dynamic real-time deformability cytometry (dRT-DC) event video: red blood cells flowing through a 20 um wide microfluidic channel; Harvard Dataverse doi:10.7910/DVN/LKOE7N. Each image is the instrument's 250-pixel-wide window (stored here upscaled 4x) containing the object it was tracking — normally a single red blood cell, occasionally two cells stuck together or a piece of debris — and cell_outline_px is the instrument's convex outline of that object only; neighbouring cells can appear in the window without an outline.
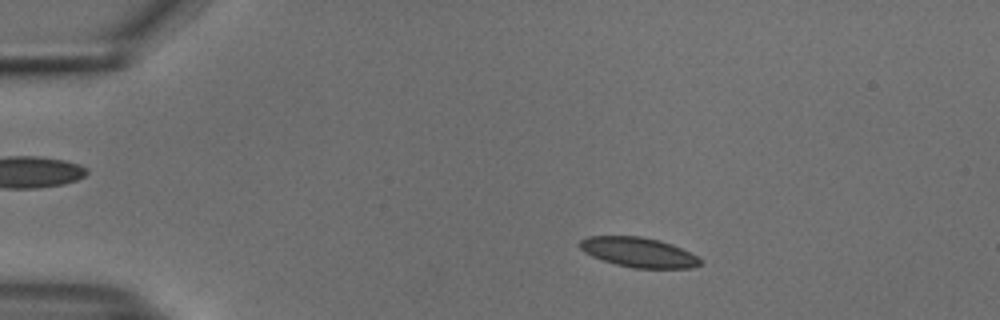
{"species": "common noctule bat (a hibernating species)", "species_latin": "Nyctalus noctula", "temperature_condition": "cold", "stored_images_in_passage": 53, "camera_frame_rate_fps": 3000, "um_per_image_px": 0.085, "animal": {"sex": "male", "body_mass_g": 18.8}, "frame": {"image": 1, "passage_image": 9, "time_ms": 2.667, "image_size_px": [1000, 320], "cell_outline_px": [[704, 260], [700, 264], [692, 268], [636, 268], [616, 264], [592, 256], [584, 252], [580, 248], [580, 240], [588, 236], [640, 236], [660, 240], [672, 244]], "centroid_in_image_um": [54.28, 21.44], "position_along_channel_um": 30.7, "area_um2": 20.75}}
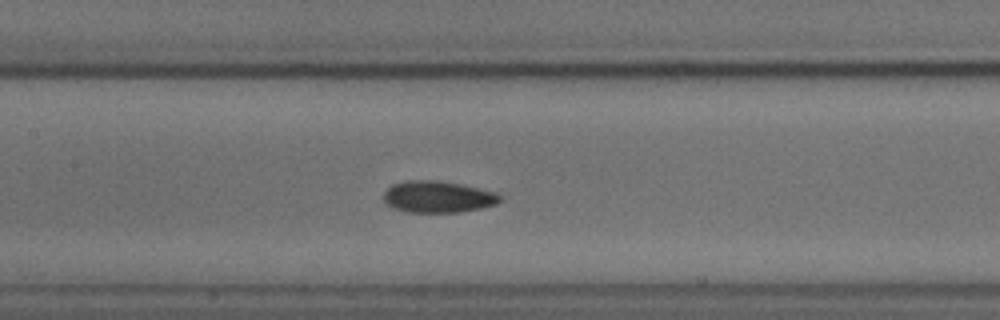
{"frame": {"image": 2, "passage_image": 25, "time_ms": 8.0, "image_size_px": [1000, 320], "cell_outline_px": [[500, 200], [496, 204], [480, 208], [460, 212], [408, 212], [392, 208], [384, 200], [384, 192], [392, 184], [408, 180], [440, 180], [460, 184], [496, 192], [500, 196]], "centroid_in_image_um": [37.2, 16.72], "position_along_channel_um": 170.2, "area_um2": 21.39}}
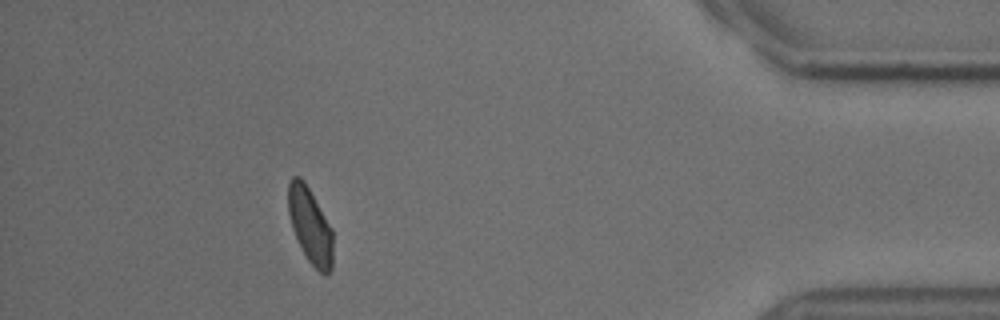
{"frame": {"image": 3, "passage_image": 48, "time_ms": 15.667, "image_size_px": [1000, 320], "cell_outline_px": [[332, 268], [324, 276], [308, 260], [292, 228], [288, 212], [288, 184], [292, 176], [300, 176], [304, 180], [332, 228]], "centroid_in_image_um": [26.36, 19.14], "position_along_channel_um": 408.8, "area_um2": 19.48}, "authors_computed_cell_mechanics": {"area_um2": 21.0392, "velocity_mm_per_s": 3.7317, "shape_relaxation_time_tau1_ms": 3.4335, "shape_relaxation_time_tau2_ms": 2.2292, "deformation_change_tau1": 0.0927, "deformation_change_tau2": 0.063}}